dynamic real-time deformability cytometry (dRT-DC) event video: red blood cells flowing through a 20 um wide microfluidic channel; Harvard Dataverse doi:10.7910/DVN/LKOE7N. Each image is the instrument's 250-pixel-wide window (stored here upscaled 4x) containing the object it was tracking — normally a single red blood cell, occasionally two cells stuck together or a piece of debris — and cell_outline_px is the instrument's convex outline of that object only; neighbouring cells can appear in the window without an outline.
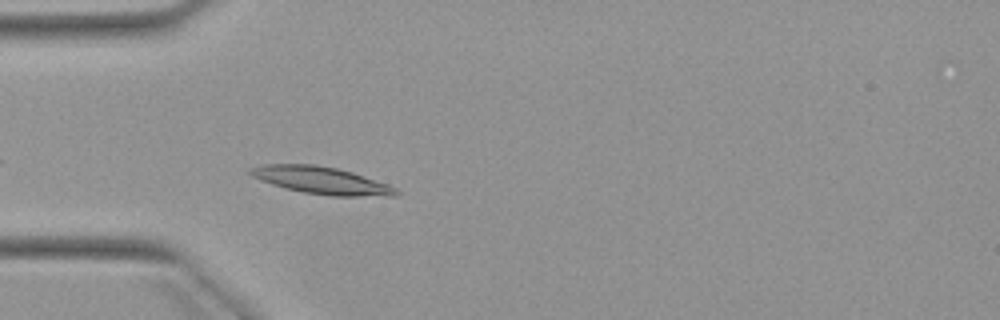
{"species": "Egyptian fruit bat (a non-hibernating species)", "species_latin": "Rousettus aegyptiacus", "temperature_condition": "warm", "stored_images_in_passage": 5, "camera_frame_rate_fps": 3000, "um_per_image_px": 0.085, "animal": {"sex": "female"}, "frame": {"image": 1, "passage_image": 5, "time_ms": 5.667, "image_size_px": [1000, 320], "cell_outline_px": [[400, 196], [332, 196], [304, 192], [284, 188], [260, 180], [252, 176], [248, 172], [248, 168], [260, 164], [316, 164], [336, 168], [352, 172], [388, 184], [396, 188], [400, 192]], "centroid_in_image_um": [27.31, 15.33], "position_along_channel_um": 57.7, "area_um2": 23.29}}